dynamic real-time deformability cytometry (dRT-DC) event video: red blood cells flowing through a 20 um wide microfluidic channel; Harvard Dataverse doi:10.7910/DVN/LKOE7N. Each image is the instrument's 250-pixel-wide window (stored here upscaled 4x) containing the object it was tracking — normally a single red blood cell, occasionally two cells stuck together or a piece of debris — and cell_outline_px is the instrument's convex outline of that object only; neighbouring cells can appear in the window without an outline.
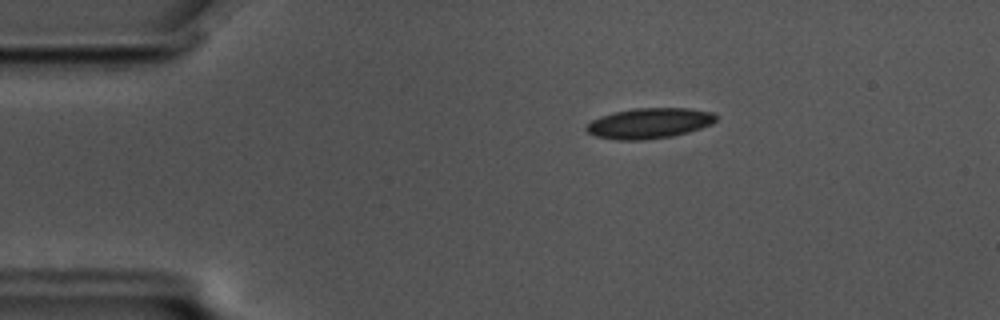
{"species": "common noctule bat (a hibernating species)", "species_latin": "Nyctalus noctula", "temperature_condition": "cold", "stored_images_in_passage": 50, "camera_frame_rate_fps": 3000, "um_per_image_px": 0.085, "animal": {"sex": "male", "body_mass_g": 17.5, "forearm_length_mm": 52.3}, "frame": {"image": 1, "passage_image": 3, "time_ms": 0.667, "image_size_px": [1000, 320], "cell_outline_px": [[716, 120], [712, 124], [688, 132], [672, 136], [644, 140], [616, 140], [596, 136], [588, 132], [584, 128], [592, 120], [600, 116], [612, 112], [632, 108], [688, 108], [712, 112], [716, 116]], "centroid_in_image_um": [55.17, 10.47], "position_along_channel_um": 29.8, "area_um2": 23.06}}
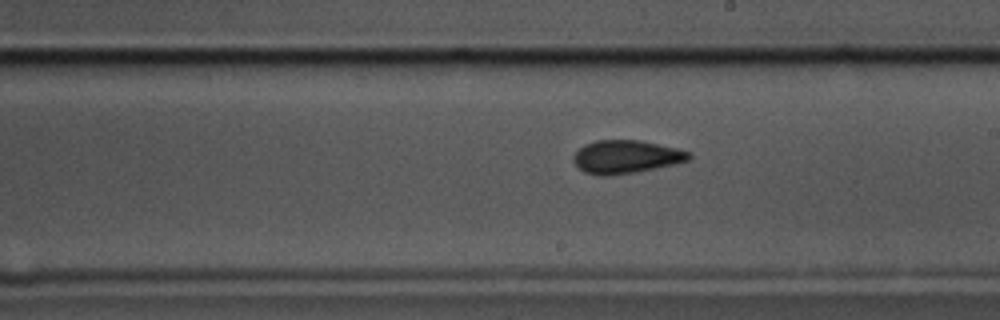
{"frame": {"image": 2, "passage_image": 25, "time_ms": 8.0, "image_size_px": [1000, 320], "cell_outline_px": [[692, 156], [688, 160], [672, 164], [636, 172], [604, 176], [584, 172], [572, 160], [572, 156], [584, 144], [596, 140], [640, 140], [680, 148], [692, 152]], "centroid_in_image_um": [53.23, 13.31], "position_along_channel_um": 235.8, "area_um2": 22.31}}
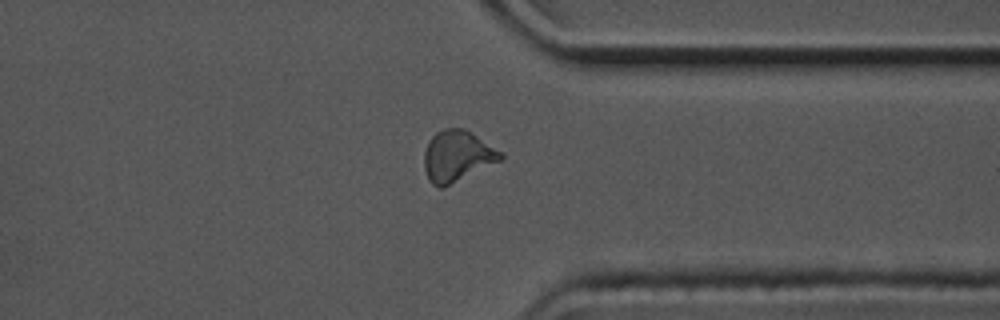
{"frame": {"image": 3, "passage_image": 37, "time_ms": 12.0, "image_size_px": [1000, 320], "cell_outline_px": [[504, 156], [500, 160], [444, 188], [440, 188], [432, 184], [428, 180], [424, 168], [424, 152], [428, 140], [436, 132], [444, 128], [464, 128], [504, 152]], "centroid_in_image_um": [38.84, 13.26], "position_along_channel_um": 372.6, "area_um2": 22.89}, "authors_computed_cell_mechanics": {"area_um2": 21.9351, "velocity_mm_per_s": 3.476, "shape_relaxation_time_tau1_ms": null, "shape_relaxation_time_tau2_ms": 2.8892, "deformation_change_tau1": null, "deformation_change_tau2": 0.094}}